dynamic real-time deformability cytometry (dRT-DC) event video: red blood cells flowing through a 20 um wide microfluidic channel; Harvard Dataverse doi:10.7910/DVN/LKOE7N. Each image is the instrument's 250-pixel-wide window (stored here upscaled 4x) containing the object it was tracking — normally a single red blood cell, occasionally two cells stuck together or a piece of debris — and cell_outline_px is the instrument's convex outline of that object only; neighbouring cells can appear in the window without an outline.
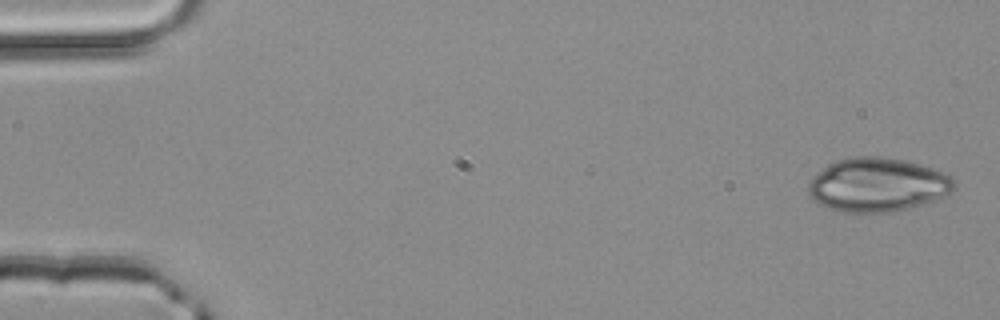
{"species": "common noctule bat (a hibernating species)", "species_latin": "Nyctalus noctula", "temperature_condition": "room temperature", "stored_images_in_passage": 4, "segment_of_instrument_passage": [1, 2], "camera_frame_rate_fps": 3000, "um_per_image_px": 0.085, "animal": {"sex": "male", "body_mass_g": 20.4}, "frame": {"image": 1, "passage_image": 1, "time_ms": 0.0, "image_size_px": [1000, 320], "cell_outline_px": [[956, 188], [952, 192], [936, 200], [924, 204], [888, 212], [844, 212], [828, 208], [812, 200], [808, 192], [808, 184], [812, 176], [828, 164], [836, 160], [852, 156], [880, 156], [904, 160], [920, 164], [944, 172], [956, 180]], "centroid_in_image_um": [74.59, 15.7], "position_along_channel_um": 10.4, "area_um2": 46.12}}